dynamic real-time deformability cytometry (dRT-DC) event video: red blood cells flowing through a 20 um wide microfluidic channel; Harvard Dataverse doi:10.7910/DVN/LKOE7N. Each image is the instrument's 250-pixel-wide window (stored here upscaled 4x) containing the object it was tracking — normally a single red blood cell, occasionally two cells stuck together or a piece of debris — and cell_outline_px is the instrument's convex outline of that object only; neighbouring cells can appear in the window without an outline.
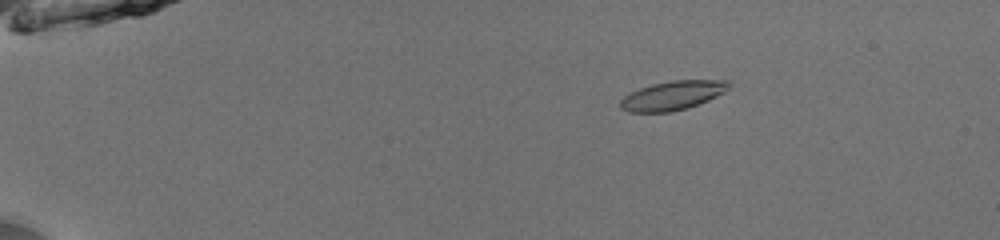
{"species": "common noctule bat (a hibernating species)", "species_latin": "Nyctalus noctula", "temperature_condition": "room temperature", "stored_images_in_passage": 53, "camera_frame_rate_fps": 3000, "um_per_image_px": 0.085, "animal": {"sex": "male", "body_mass_g": 13.0, "forearm_length_mm": 53.1}, "frame": {"image": 1, "passage_image": 11, "time_ms": 3.333, "image_size_px": [1000, 240], "cell_outline_px": [[728, 88], [724, 92], [708, 100], [688, 108], [672, 112], [628, 112], [620, 108], [620, 100], [624, 96], [640, 88], [652, 84], [672, 80], [728, 80]], "centroid_in_image_um": [57.14, 8.12], "position_along_channel_um": 27.9, "area_um2": 18.26}}
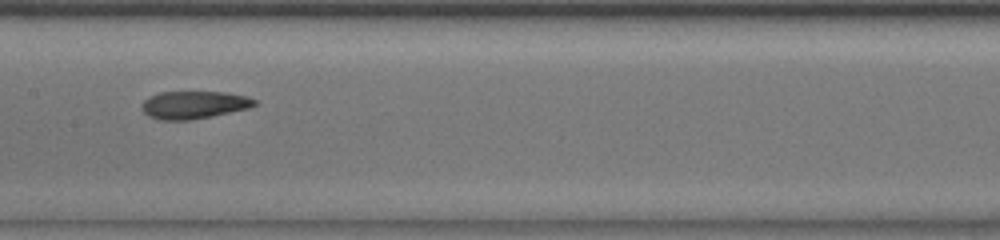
{"frame": {"image": 2, "passage_image": 30, "time_ms": 9.667, "image_size_px": [1000, 240], "cell_outline_px": [[256, 104], [248, 108], [212, 116], [188, 120], [160, 120], [148, 116], [140, 108], [140, 104], [148, 96], [160, 92], [224, 92], [248, 96], [256, 100]], "centroid_in_image_um": [16.43, 8.91], "position_along_channel_um": 191.0, "area_um2": 18.26}}
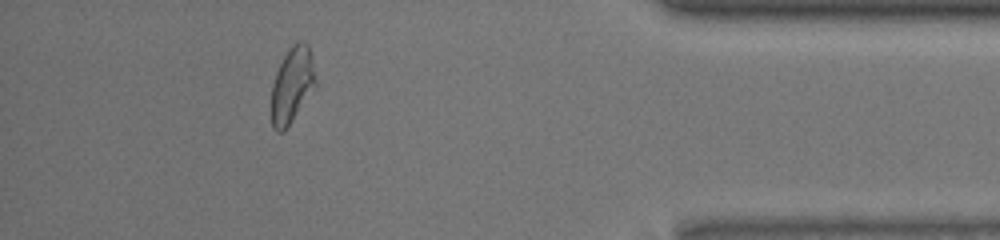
{"frame": {"image": 3, "passage_image": 49, "time_ms": 16.0, "image_size_px": [1000, 240], "cell_outline_px": [[316, 88], [284, 132], [276, 132], [272, 128], [272, 84], [276, 72], [288, 48], [296, 40], [304, 40], [308, 44], [316, 80]], "centroid_in_image_um": [24.84, 7.23], "position_along_channel_um": 410.4, "area_um2": 19.71}, "authors_computed_cell_mechanics": {"area_um2": 18.6694, "velocity_mm_per_s": 3.9861, "shape_relaxation_time_tau1_ms": null, "shape_relaxation_time_tau2_ms": 1.9995, "deformation_change_tau1": null, "deformation_change_tau2": 0.0932}}